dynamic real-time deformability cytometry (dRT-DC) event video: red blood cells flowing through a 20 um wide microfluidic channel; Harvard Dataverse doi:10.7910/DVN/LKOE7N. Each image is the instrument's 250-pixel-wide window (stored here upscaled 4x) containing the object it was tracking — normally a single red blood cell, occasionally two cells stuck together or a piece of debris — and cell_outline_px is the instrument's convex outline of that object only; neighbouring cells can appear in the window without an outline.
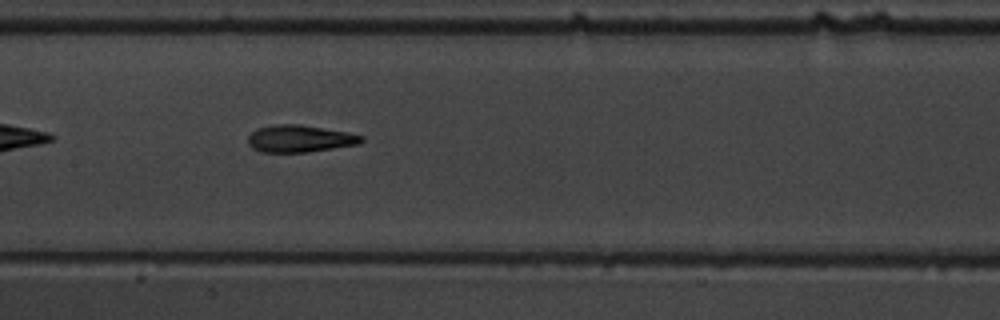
{"species": "common noctule bat (a hibernating species)", "species_latin": "Nyctalus noctula", "temperature_condition": "warm", "stored_images_in_passage": 31, "camera_frame_rate_fps": 3000, "um_per_image_px": 0.085, "animal": {"sex": "male", "body_mass_g": 19.5, "forearm_length_mm": 54.6}, "frame": {"image": 1, "passage_image": 10, "time_ms": 3.0, "image_size_px": [1000, 320], "cell_outline_px": [[364, 140], [360, 144], [308, 152], [260, 152], [252, 148], [248, 144], [248, 136], [256, 128], [276, 124], [300, 124], [348, 132], [364, 136]], "centroid_in_image_um": [25.48, 11.78], "position_along_channel_um": 181.9, "area_um2": 18.09}}
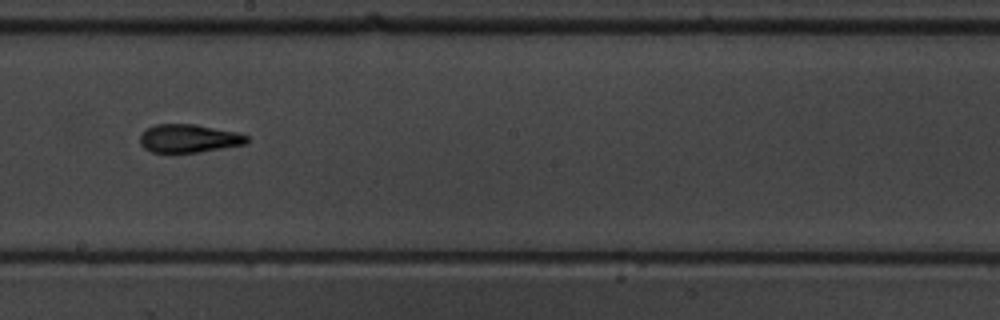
{"frame": {"image": 2, "passage_image": 14, "time_ms": 4.333, "image_size_px": [1000, 320], "cell_outline_px": [[248, 140], [244, 144], [200, 152], [152, 152], [144, 148], [140, 144], [140, 136], [148, 128], [156, 124], [196, 124], [236, 132], [248, 136]], "centroid_in_image_um": [16.04, 11.76], "position_along_channel_um": 232.2, "area_um2": 17.4}}